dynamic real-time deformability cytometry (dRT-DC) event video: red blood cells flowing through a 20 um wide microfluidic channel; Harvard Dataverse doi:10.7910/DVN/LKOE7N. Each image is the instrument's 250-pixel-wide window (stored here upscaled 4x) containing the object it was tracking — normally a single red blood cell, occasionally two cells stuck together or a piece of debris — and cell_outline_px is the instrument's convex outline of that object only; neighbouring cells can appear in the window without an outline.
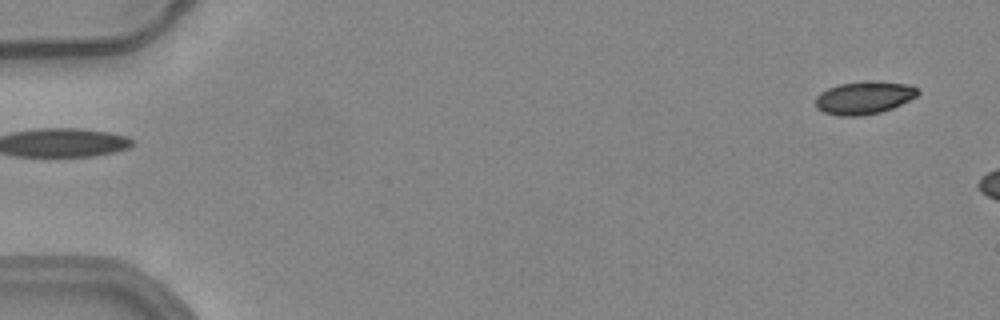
{"species": "common noctule bat (a hibernating species)", "species_latin": "Nyctalus noctula", "temperature_condition": "warm", "stored_images_in_passage": 4, "camera_frame_rate_fps": 3000, "um_per_image_px": 0.085, "animal": {"sex": "female", "body_mass_g": 24.6, "forearm_length_mm": 56.2}, "frame": {"image": 1, "passage_image": 1, "time_ms": 0.0, "image_size_px": [1000, 320], "cell_outline_px": [[920, 92], [916, 96], [892, 108], [880, 112], [860, 116], [840, 116], [824, 112], [816, 108], [816, 96], [820, 92], [828, 88], [840, 84], [876, 80], [908, 84], [916, 88]], "centroid_in_image_um": [73.43, 8.3], "position_along_channel_um": 11.6, "area_um2": 19.48}}